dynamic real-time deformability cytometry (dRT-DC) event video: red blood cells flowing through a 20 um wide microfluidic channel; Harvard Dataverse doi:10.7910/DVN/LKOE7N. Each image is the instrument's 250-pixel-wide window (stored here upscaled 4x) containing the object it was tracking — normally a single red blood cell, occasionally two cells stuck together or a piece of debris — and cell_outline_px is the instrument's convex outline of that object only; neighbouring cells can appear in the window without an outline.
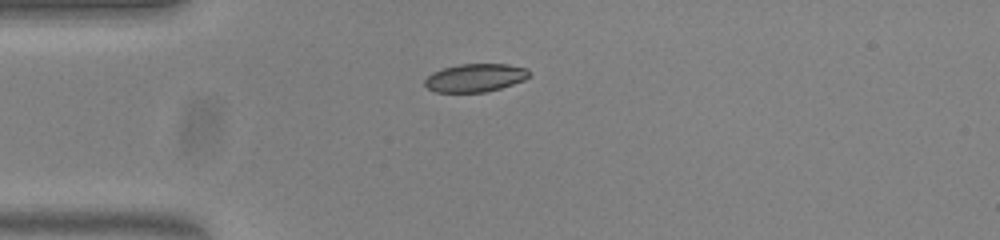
{"species": "common noctule bat (a hibernating species)", "species_latin": "Nyctalus noctula", "temperature_condition": "warm", "stored_images_in_passage": 33, "camera_frame_rate_fps": 3000, "um_per_image_px": 0.085, "animal": {"sex": "female", "body_mass_g": 23.0, "forearm_length_mm": 53.4}, "frame": {"image": 1, "passage_image": 1, "time_ms": 0.0, "image_size_px": [1000, 240], "cell_outline_px": [[532, 72], [524, 80], [500, 88], [484, 92], [436, 92], [428, 88], [424, 84], [424, 80], [432, 72], [444, 68], [460, 64], [508, 64], [528, 68]], "centroid_in_image_um": [40.41, 6.6], "position_along_channel_um": 44.6, "area_um2": 17.11}}
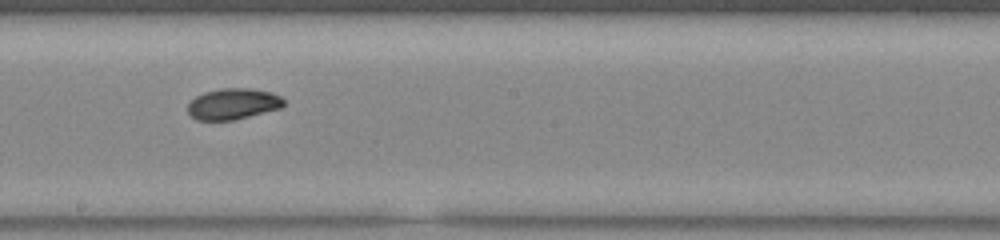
{"frame": {"image": 2, "passage_image": 17, "time_ms": 5.333, "image_size_px": [1000, 240], "cell_outline_px": [[284, 104], [280, 108], [232, 120], [196, 120], [188, 112], [188, 104], [196, 96], [204, 92], [220, 88], [252, 88], [272, 92], [280, 96], [284, 100]], "centroid_in_image_um": [19.8, 8.81], "position_along_channel_um": 228.4, "area_um2": 17.28}}
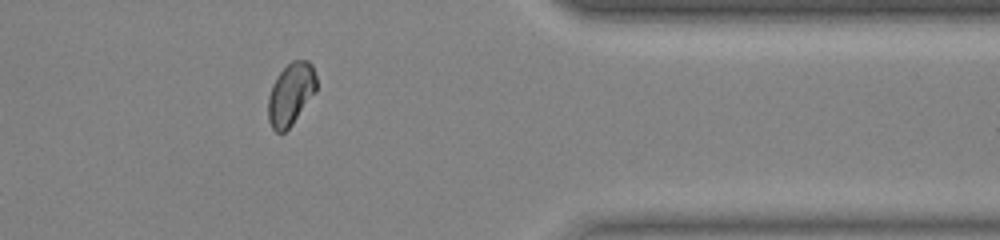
{"frame": {"image": 3, "passage_image": 31, "time_ms": 10.0, "image_size_px": [1000, 240], "cell_outline_px": [[316, 92], [292, 124], [284, 132], [276, 132], [272, 128], [268, 120], [268, 96], [272, 84], [276, 76], [292, 60], [308, 60], [312, 64], [316, 76]], "centroid_in_image_um": [24.71, 7.98], "position_along_channel_um": 386.7, "area_um2": 17.57}, "authors_computed_cell_mechanics": {"area_um2": 17.8024, "velocity_mm_per_s": 3.7917, "shape_relaxation_time_tau1_ms": 2.8584, "shape_relaxation_time_tau2_ms": 3.0361, "deformation_change_tau1": 0.0872, "deformation_change_tau2": 0.0363}}